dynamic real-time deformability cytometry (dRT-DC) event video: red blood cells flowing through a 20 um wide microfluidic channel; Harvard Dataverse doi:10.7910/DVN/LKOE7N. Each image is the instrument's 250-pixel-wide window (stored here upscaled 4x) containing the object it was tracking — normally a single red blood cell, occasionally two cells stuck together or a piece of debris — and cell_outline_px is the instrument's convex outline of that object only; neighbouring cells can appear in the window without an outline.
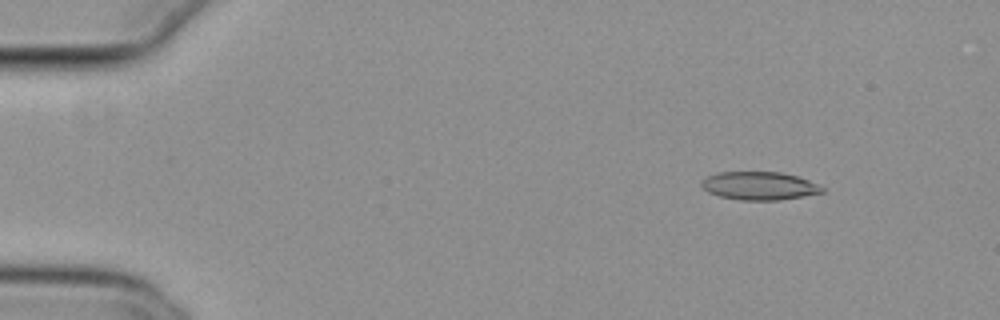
{"species": "common noctule bat (a hibernating species)", "species_latin": "Nyctalus noctula", "temperature_condition": "cold", "stored_images_in_passage": 49, "camera_frame_rate_fps": 3000, "um_per_image_px": 0.085, "animal": {"sex": "female", "body_mass_g": 29.2, "forearm_length_mm": 56.3}, "frame": {"image": 1, "passage_image": 2, "time_ms": 0.333, "image_size_px": [1000, 320], "cell_outline_px": [[824, 192], [780, 200], [740, 200], [720, 196], [708, 192], [700, 184], [708, 176], [716, 172], [780, 172], [796, 176], [808, 180], [824, 188]], "centroid_in_image_um": [64.53, 15.79], "position_along_channel_um": 20.5, "area_um2": 19.59}}
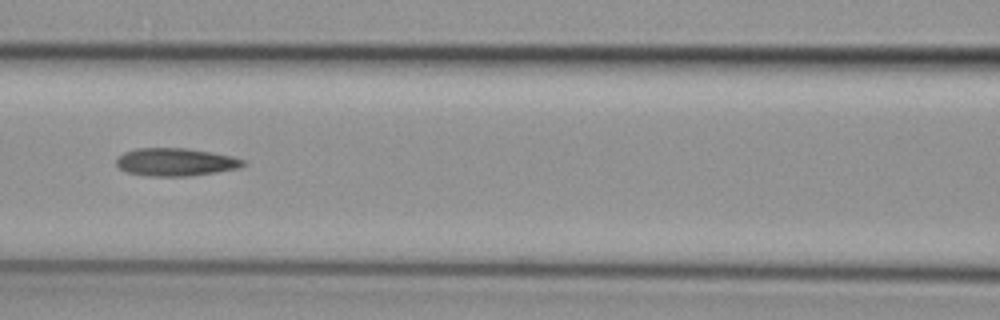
{"frame": {"image": 2, "passage_image": 20, "time_ms": 6.333, "image_size_px": [1000, 320], "cell_outline_px": [[248, 164], [240, 168], [216, 172], [188, 176], [148, 176], [124, 172], [116, 164], [116, 156], [124, 152], [136, 148], [184, 148], [212, 152], [232, 156], [244, 160]], "centroid_in_image_um": [14.91, 13.77], "position_along_channel_um": 151.7, "area_um2": 20.81}}
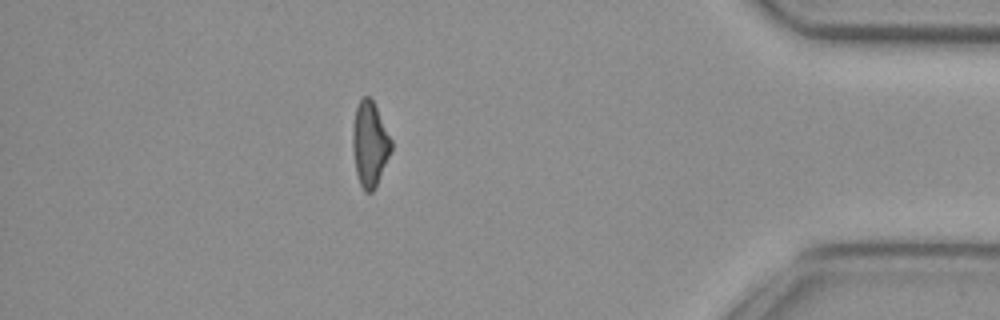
{"frame": {"image": 3, "passage_image": 43, "time_ms": 14.0, "image_size_px": [1000, 320], "cell_outline_px": [[392, 148], [376, 184], [372, 192], [364, 192], [360, 184], [356, 172], [352, 148], [352, 132], [356, 108], [360, 100], [364, 96], [368, 96], [372, 100], [392, 140]], "centroid_in_image_um": [31.41, 12.24], "position_along_channel_um": 403.8, "area_um2": 18.67}, "authors_computed_cell_mechanics": {"area_um2": 20.23, "velocity_mm_per_s": 3.8414, "shape_relaxation_time_tau1_ms": 9.5809, "shape_relaxation_time_tau2_ms": 4.7742, "deformation_change_tau1": 0.2168, "deformation_change_tau2": 0.1641}}